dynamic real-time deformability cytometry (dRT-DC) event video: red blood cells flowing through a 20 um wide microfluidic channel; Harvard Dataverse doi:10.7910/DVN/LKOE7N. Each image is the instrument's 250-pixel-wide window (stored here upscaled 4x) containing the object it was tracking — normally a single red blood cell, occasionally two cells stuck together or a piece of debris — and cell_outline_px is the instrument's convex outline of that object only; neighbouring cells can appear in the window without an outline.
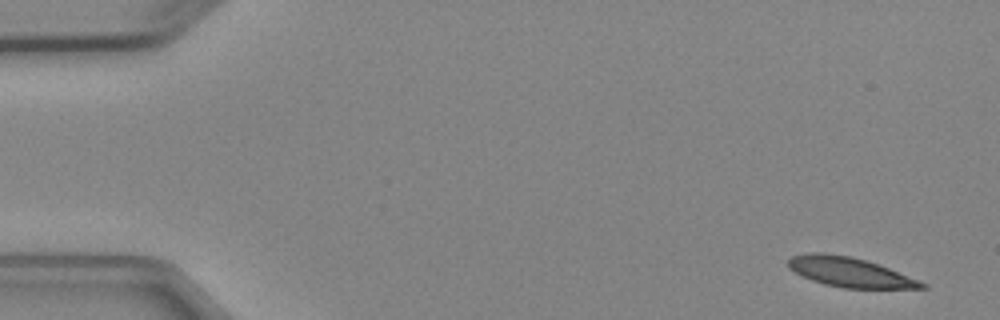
{"species": "Egyptian fruit bat (a non-hibernating species)", "species_latin": "Rousettus aegyptiacus", "temperature_condition": "cold", "stored_images_in_passage": 5, "camera_frame_rate_fps": 3000, "um_per_image_px": 0.085, "animal": {"sex": "female"}, "frame": {"image": 1, "passage_image": 1, "time_ms": 0.0, "image_size_px": [1000, 320], "cell_outline_px": [[928, 288], [844, 288], [824, 284], [812, 280], [788, 268], [788, 260], [792, 256], [812, 252], [824, 252], [848, 256], [864, 260], [888, 268], [920, 280], [928, 284]], "centroid_in_image_um": [72.24, 23.13], "position_along_channel_um": 12.8, "area_um2": 22.77}}
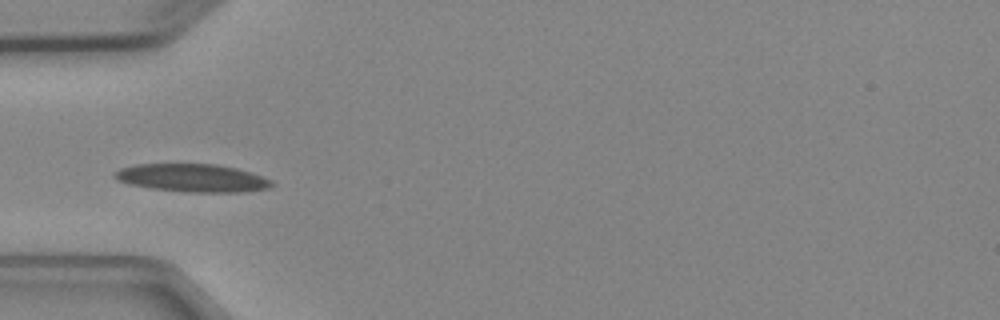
{"frame": {"image": 2, "passage_image": 5, "time_ms": 4.667, "image_size_px": [1000, 320], "cell_outline_px": [[276, 184], [268, 188], [240, 192], [188, 192], [152, 188], [132, 184], [116, 180], [112, 176], [112, 172], [120, 168], [136, 164], [216, 164], [236, 168], [252, 172], [272, 180]], "centroid_in_image_um": [16.35, 15.12], "position_along_channel_um": 68.6, "area_um2": 25.66}}